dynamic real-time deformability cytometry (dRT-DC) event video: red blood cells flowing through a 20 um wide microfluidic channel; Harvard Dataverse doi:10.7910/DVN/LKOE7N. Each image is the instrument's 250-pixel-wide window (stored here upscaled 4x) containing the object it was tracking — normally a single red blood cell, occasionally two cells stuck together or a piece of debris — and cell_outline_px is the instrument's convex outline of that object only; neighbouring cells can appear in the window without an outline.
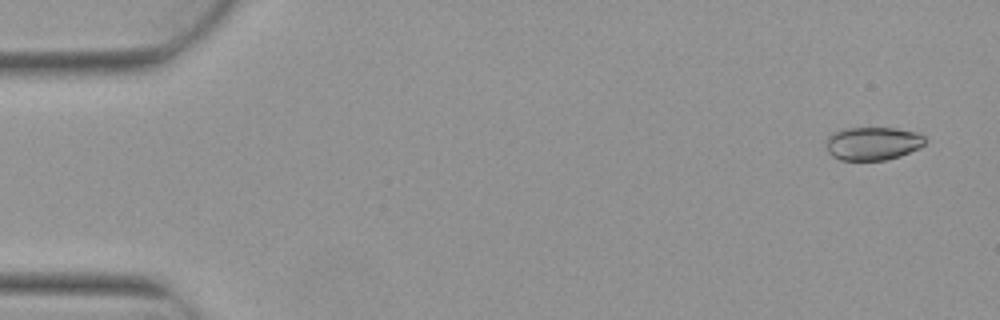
{"species": "Egyptian fruit bat (a non-hibernating species)", "species_latin": "Rousettus aegyptiacus", "temperature_condition": "warm", "stored_images_in_passage": 7, "camera_frame_rate_fps": 3000, "um_per_image_px": 0.085, "animal": {"sex": "female"}, "frame": {"image": 1, "passage_image": 1, "time_ms": 0.0, "image_size_px": [1000, 320], "cell_outline_px": [[928, 140], [920, 148], [900, 156], [888, 160], [840, 160], [832, 156], [828, 152], [828, 136], [844, 128], [896, 128], [920, 132]], "centroid_in_image_um": [74.26, 12.19], "position_along_channel_um": 10.7, "area_um2": 19.31}}
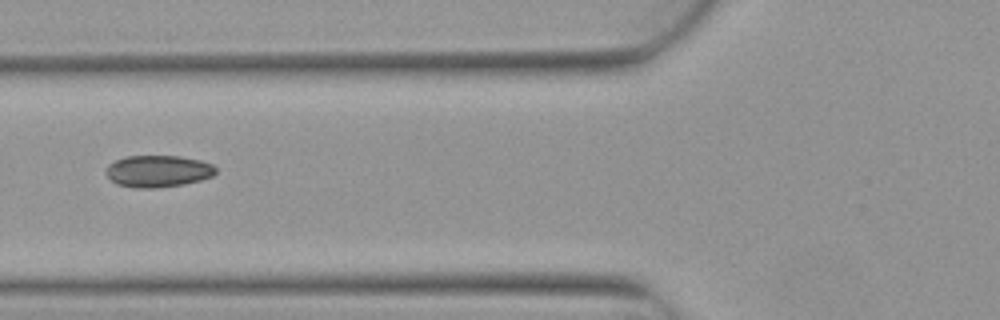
{"frame": {"image": 2, "passage_image": 6, "time_ms": 1.667, "image_size_px": [1000, 320], "cell_outline_px": [[216, 172], [212, 176], [200, 180], [184, 184], [156, 188], [136, 188], [116, 184], [108, 176], [108, 164], [124, 156], [180, 156], [200, 160], [212, 164], [216, 168]], "centroid_in_image_um": [13.45, 14.55], "position_along_channel_um": 112.3, "area_um2": 20.29}}
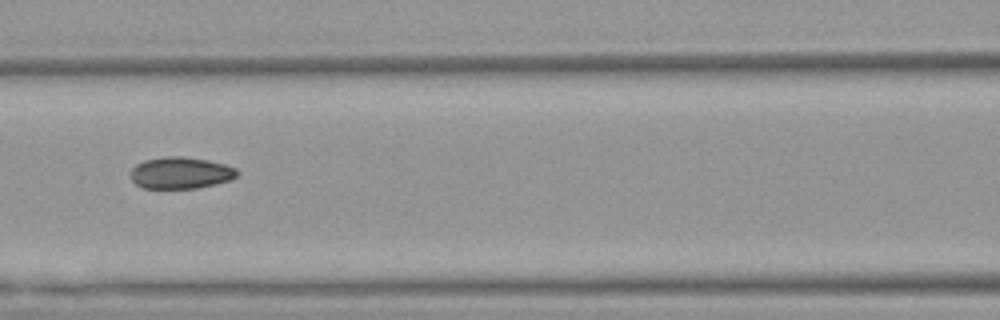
{"frame": {"image": 3, "passage_image": 7, "time_ms": 2.0, "image_size_px": [1000, 320], "cell_outline_px": [[240, 172], [232, 180], [216, 184], [196, 188], [144, 188], [136, 184], [132, 180], [132, 168], [136, 164], [144, 160], [168, 156], [184, 156], [208, 160], [224, 164], [236, 168]], "centroid_in_image_um": [15.39, 14.69], "position_along_channel_um": 151.2, "area_um2": 19.71}}